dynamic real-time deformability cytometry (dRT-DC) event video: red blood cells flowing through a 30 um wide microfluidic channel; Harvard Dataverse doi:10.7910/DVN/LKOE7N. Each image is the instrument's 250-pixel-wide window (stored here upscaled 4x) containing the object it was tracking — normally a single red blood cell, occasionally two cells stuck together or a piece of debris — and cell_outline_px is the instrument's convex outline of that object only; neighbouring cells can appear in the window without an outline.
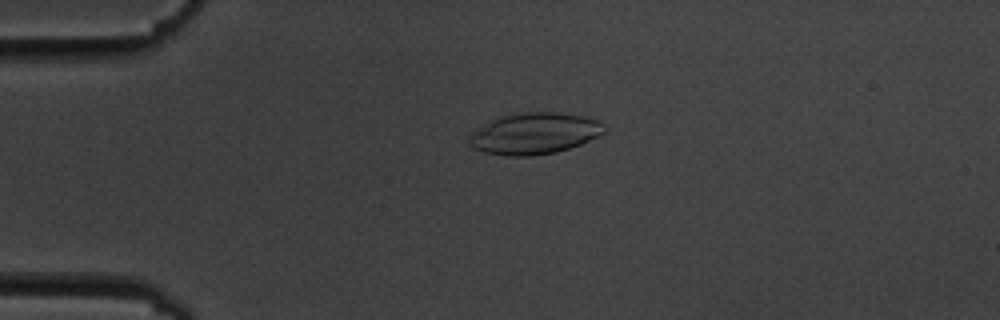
{"species": "common noctule bat (a hibernating species)", "species_latin": "Nyctalus noctula", "temperature_condition": "cold", "stored_images_in_passage": 5, "camera_frame_rate_fps": 3000, "um_per_image_px": 0.085, "animal": {"sex": "male", "body_mass_g": 19.5, "forearm_length_mm": 54.6}, "frame": {"image": 1, "passage_image": 4, "time_ms": 4.333, "image_size_px": [1000, 320], "cell_outline_px": [[604, 132], [600, 136], [580, 144], [556, 152], [532, 156], [504, 156], [484, 152], [472, 148], [468, 144], [468, 136], [496, 116], [512, 112], [556, 112], [588, 116], [604, 124]], "centroid_in_image_um": [45.4, 11.33], "position_along_channel_um": 39.6, "area_um2": 33.0}}